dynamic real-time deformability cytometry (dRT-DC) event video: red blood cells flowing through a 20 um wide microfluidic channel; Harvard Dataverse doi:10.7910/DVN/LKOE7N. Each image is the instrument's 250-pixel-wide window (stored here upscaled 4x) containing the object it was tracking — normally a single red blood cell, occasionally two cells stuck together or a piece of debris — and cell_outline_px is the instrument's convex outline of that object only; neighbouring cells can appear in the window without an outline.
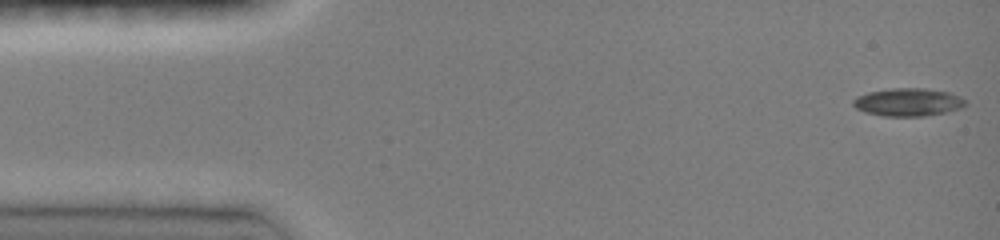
{"species": "common noctule bat (a hibernating species)", "species_latin": "Nyctalus noctula", "temperature_condition": "room temperature", "stored_images_in_passage": 46, "camera_frame_rate_fps": 3000, "um_per_image_px": 0.085, "animal": {"sex": "female", "body_mass_g": 19.0, "forearm_length_mm": 51.5}, "frame": {"image": 1, "passage_image": 1, "time_ms": 0.0, "image_size_px": [1000, 240], "cell_outline_px": [[968, 104], [960, 108], [944, 112], [924, 116], [884, 116], [864, 112], [856, 108], [852, 104], [852, 100], [856, 96], [868, 92], [892, 88], [924, 88], [948, 92], [960, 96]], "centroid_in_image_um": [77.15, 8.68], "position_along_channel_um": 7.8, "area_um2": 18.26}}
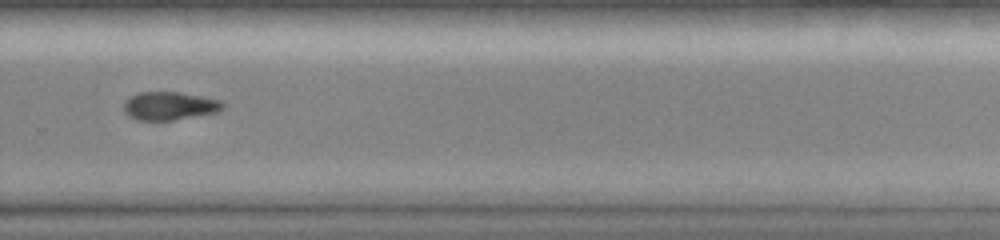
{"frame": {"image": 2, "passage_image": 32, "time_ms": 10.333, "image_size_px": [1000, 240], "cell_outline_px": [[224, 108], [216, 112], [172, 120], [136, 120], [128, 116], [124, 112], [124, 100], [140, 92], [180, 92], [220, 100], [224, 104]], "centroid_in_image_um": [14.37, 9.0], "position_along_channel_um": 315.4, "area_um2": 16.18}}
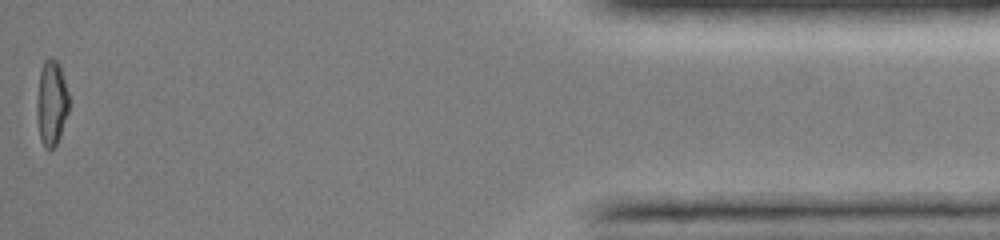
{"frame": {"image": 3, "passage_image": 46, "time_ms": 15.0, "image_size_px": [1000, 240], "cell_outline_px": [[68, 112], [60, 136], [56, 144], [48, 152], [44, 148], [40, 140], [36, 112], [36, 104], [40, 68], [44, 60], [48, 56], [52, 56], [60, 64], [68, 92]], "centroid_in_image_um": [4.36, 8.73], "position_along_channel_um": 430.8, "area_um2": 16.3}, "authors_computed_cell_mechanics": {"area_um2": 17.3978, "velocity_mm_per_s": 4.1076, "shape_relaxation_time_tau1_ms": 3.6486, "shape_relaxation_time_tau2_ms": null, "deformation_change_tau1": 0.1312, "deformation_change_tau2": null}}